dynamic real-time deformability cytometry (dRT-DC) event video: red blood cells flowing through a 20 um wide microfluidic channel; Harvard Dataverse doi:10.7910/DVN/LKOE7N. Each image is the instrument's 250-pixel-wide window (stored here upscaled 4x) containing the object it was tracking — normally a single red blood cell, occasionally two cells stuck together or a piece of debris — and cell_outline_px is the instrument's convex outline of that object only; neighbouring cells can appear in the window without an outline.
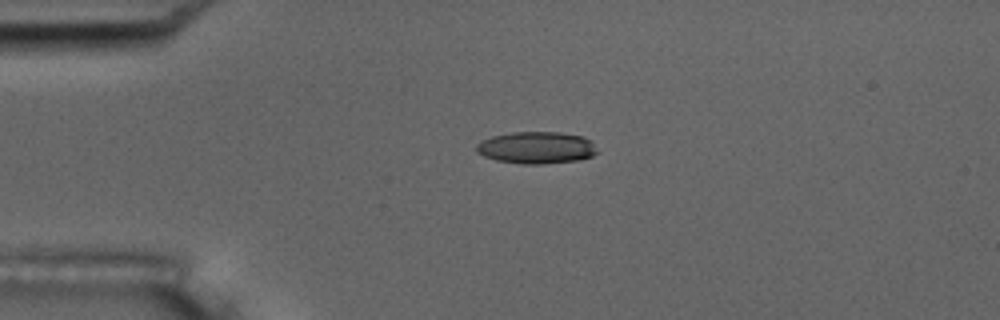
{"species": "common noctule bat (a hibernating species)", "species_latin": "Nyctalus noctula", "temperature_condition": "room temperature", "stored_images_in_passage": 5, "camera_frame_rate_fps": 3000, "um_per_image_px": 0.085, "animal": {"sex": "male", "body_mass_g": 17.5, "forearm_length_mm": 52.3}, "frame": {"image": 1, "passage_image": 4, "time_ms": 3.667, "image_size_px": [1000, 320], "cell_outline_px": [[600, 152], [592, 156], [580, 160], [540, 164], [524, 164], [496, 160], [484, 156], [476, 152], [476, 144], [492, 136], [512, 132], [560, 132], [584, 136], [592, 140]], "centroid_in_image_um": [45.66, 12.55], "position_along_channel_um": 39.3, "area_um2": 22.77}}